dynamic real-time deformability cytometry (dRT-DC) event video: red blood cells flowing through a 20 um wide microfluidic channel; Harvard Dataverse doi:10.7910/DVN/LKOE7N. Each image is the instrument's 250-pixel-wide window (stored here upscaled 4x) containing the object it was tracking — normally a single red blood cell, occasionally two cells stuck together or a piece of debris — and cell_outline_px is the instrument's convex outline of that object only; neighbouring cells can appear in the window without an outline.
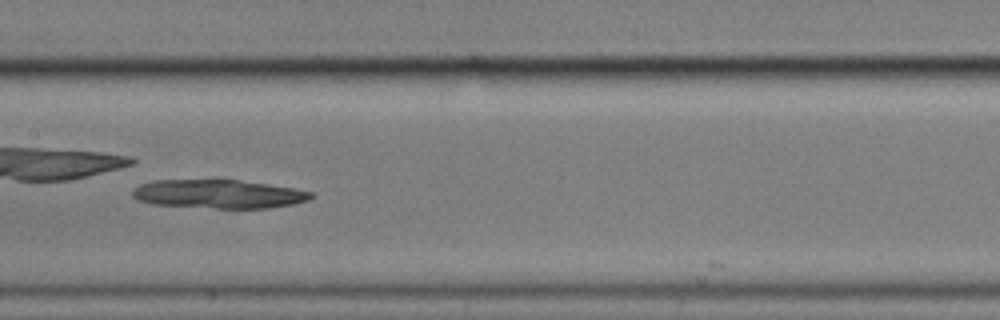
{"species": "common noctule bat (a hibernating species)", "species_latin": "Nyctalus noctula", "temperature_condition": "cold", "stored_images_in_passage": 10, "camera_frame_rate_fps": 3000, "um_per_image_px": 0.085, "animal": {"sex": "male", "body_mass_g": 17.9}, "frame": {"image": 1, "passage_image": 7, "time_ms": 7.0, "image_size_px": [1000, 320], "cell_outline_px": [[316, 196], [308, 200], [292, 204], [268, 208], [216, 208], [152, 204], [136, 200], [132, 196], [132, 192], [140, 184], [156, 180], [216, 176], [268, 184], [292, 188], [312, 192]], "centroid_in_image_um": [18.54, 16.44], "position_along_channel_um": 188.9, "area_um2": 30.98}}
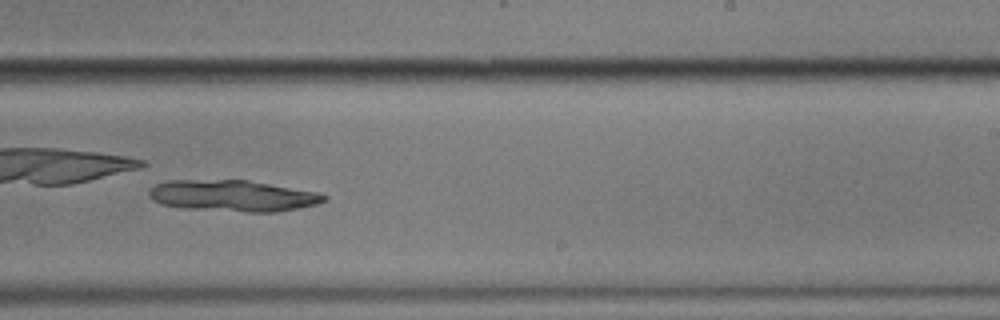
{"frame": {"image": 2, "passage_image": 9, "time_ms": 9.333, "image_size_px": [1000, 320], "cell_outline_px": [[328, 200], [316, 204], [276, 212], [248, 212], [180, 208], [160, 204], [152, 200], [148, 192], [156, 184], [168, 180], [248, 180], [316, 192], [328, 196]], "centroid_in_image_um": [19.76, 16.64], "position_along_channel_um": 269.2, "area_um2": 31.91}}
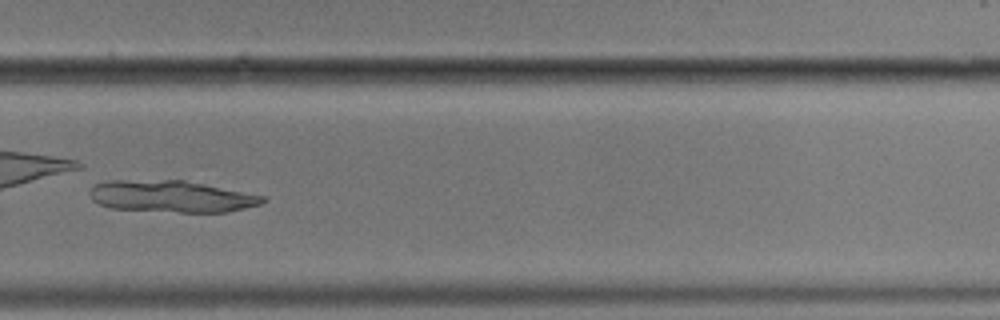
{"frame": {"image": 3, "passage_image": 10, "time_ms": 10.667, "image_size_px": [1000, 320], "cell_outline_px": [[268, 200], [260, 204], [228, 212], [180, 212], [108, 208], [92, 200], [88, 192], [92, 184], [104, 180], [184, 180], [264, 196]], "centroid_in_image_um": [14.5, 16.69], "position_along_channel_um": 315.3, "area_um2": 32.14}}